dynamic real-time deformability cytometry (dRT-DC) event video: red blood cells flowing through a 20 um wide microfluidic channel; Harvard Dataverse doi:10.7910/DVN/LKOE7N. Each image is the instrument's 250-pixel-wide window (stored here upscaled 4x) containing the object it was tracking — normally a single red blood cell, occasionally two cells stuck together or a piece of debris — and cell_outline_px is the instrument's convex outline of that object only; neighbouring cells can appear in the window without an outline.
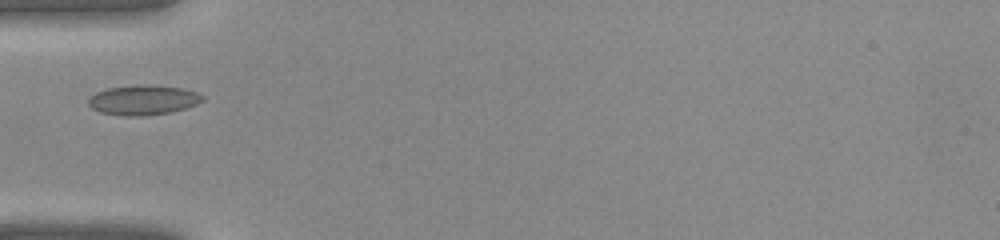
{"species": "common noctule bat (a hibernating species)", "species_latin": "Nyctalus noctula", "temperature_condition": "warm", "stored_images_in_passage": 28, "camera_frame_rate_fps": 3000, "um_per_image_px": 0.085, "animal": {"sex": "female", "body_mass_g": 22.0, "forearm_length_mm": 56.7}, "frame": {"image": 1, "passage_image": 1, "time_ms": 0.0, "image_size_px": [1000, 240], "cell_outline_px": [[204, 100], [196, 104], [172, 112], [144, 116], [124, 116], [100, 112], [92, 108], [88, 104], [88, 96], [96, 92], [108, 88], [180, 88], [196, 92], [204, 96]], "centroid_in_image_um": [12.13, 8.57], "position_along_channel_um": 72.9, "area_um2": 18.79}}
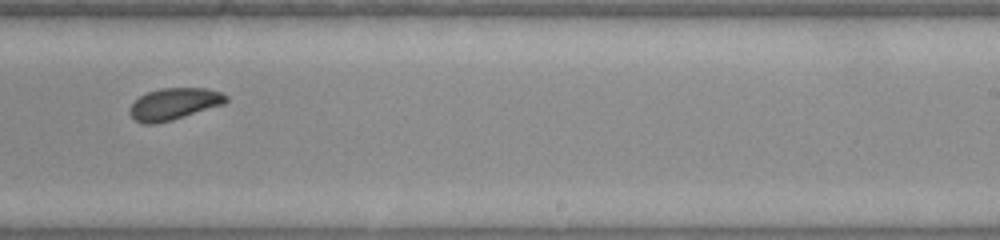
{"frame": {"image": 2, "passage_image": 13, "time_ms": 4.0, "image_size_px": [1000, 240], "cell_outline_px": [[228, 100], [224, 104], [172, 120], [156, 124], [144, 124], [136, 120], [128, 112], [128, 108], [140, 96], [148, 92], [160, 88], [208, 88], [220, 92], [228, 96]], "centroid_in_image_um": [14.8, 8.83], "position_along_channel_um": 274.2, "area_um2": 17.8}}
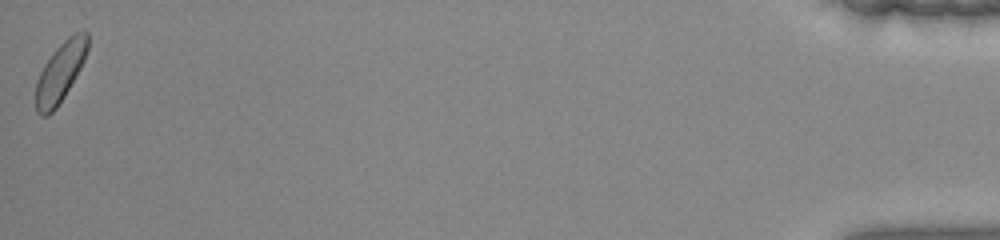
{"frame": {"image": 3, "passage_image": 28, "time_ms": 9.0, "image_size_px": [1000, 240], "cell_outline_px": [[88, 48], [84, 60], [80, 68], [64, 96], [56, 108], [48, 116], [40, 116], [36, 112], [36, 80], [44, 64], [56, 48], [68, 36], [84, 28], [88, 32]], "centroid_in_image_um": [5.12, 6.12], "position_along_channel_um": 430.1, "area_um2": 18.03}}